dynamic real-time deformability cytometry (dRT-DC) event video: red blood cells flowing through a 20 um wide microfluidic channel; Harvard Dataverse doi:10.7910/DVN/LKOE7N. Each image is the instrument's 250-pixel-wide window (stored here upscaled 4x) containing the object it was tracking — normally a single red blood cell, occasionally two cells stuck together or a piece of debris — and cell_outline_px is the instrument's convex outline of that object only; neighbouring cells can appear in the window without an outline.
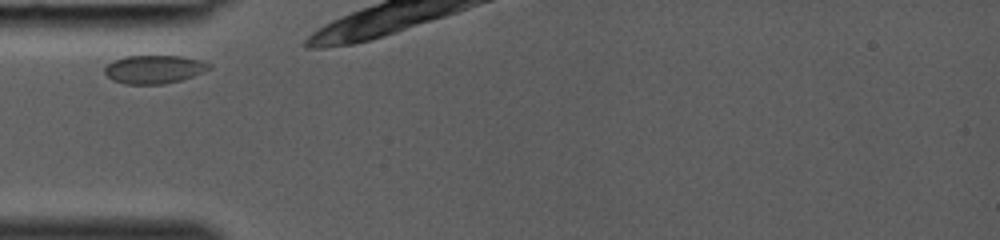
{"species": "common noctule bat (a hibernating species)", "species_latin": "Nyctalus noctula", "temperature_condition": "room temperature", "stored_images_in_passage": 9, "camera_frame_rate_fps": 3000, "um_per_image_px": 0.085, "animal": {"sex": "female", "body_mass_g": 19.0, "forearm_length_mm": 53.3}, "frame": {"image": 1, "passage_image": 2, "time_ms": 0.333, "image_size_px": [1000, 240], "cell_outline_px": [[212, 68], [204, 72], [180, 80], [164, 84], [124, 84], [112, 80], [104, 72], [104, 68], [112, 60], [124, 56], [180, 56], [200, 60], [212, 64]], "centroid_in_image_um": [13.09, 5.89], "position_along_channel_um": 71.9, "area_um2": 17.34}}
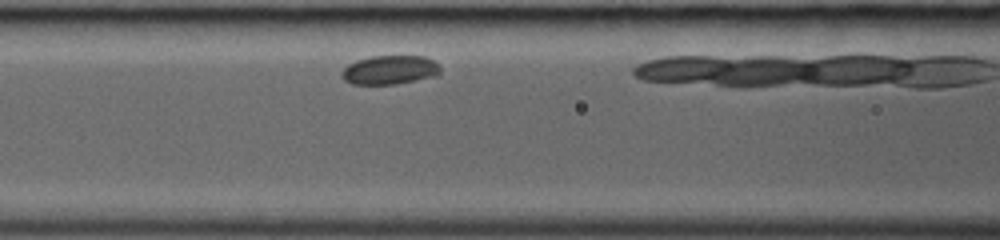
{"frame": {"image": 2, "passage_image": 6, "time_ms": 1.667, "image_size_px": [1000, 240], "cell_outline_px": [[440, 76], [396, 84], [352, 84], [344, 80], [340, 76], [340, 72], [348, 64], [356, 60], [368, 56], [424, 56], [432, 60], [440, 68]], "centroid_in_image_um": [33.12, 5.95], "position_along_channel_um": 133.5, "area_um2": 16.88}}
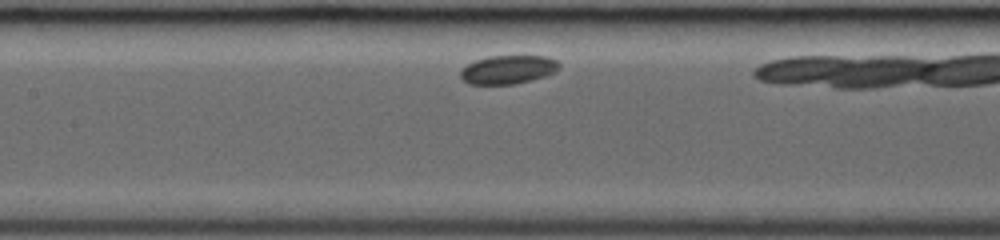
{"frame": {"image": 3, "passage_image": 8, "time_ms": 2.333, "image_size_px": [1000, 240], "cell_outline_px": [[560, 68], [556, 72], [544, 76], [516, 84], [468, 84], [460, 76], [460, 68], [476, 60], [488, 56], [544, 56], [556, 60], [560, 64]], "centroid_in_image_um": [43.18, 5.91], "position_along_channel_um": 164.2, "area_um2": 16.47}}